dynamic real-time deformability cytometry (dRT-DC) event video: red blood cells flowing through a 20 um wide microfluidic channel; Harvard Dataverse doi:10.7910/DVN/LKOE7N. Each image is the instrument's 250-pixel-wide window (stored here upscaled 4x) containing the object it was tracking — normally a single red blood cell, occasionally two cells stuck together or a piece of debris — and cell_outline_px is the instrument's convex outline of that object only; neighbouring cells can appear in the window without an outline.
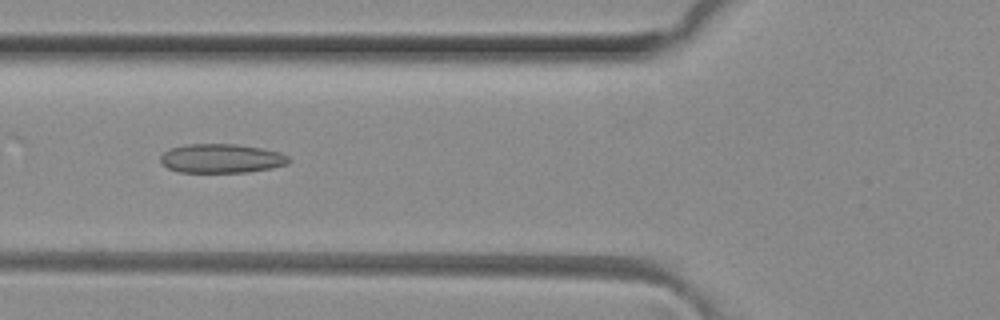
{"species": "common noctule bat (a hibernating species)", "species_latin": "Nyctalus noctula", "temperature_condition": "room temperature", "stored_images_in_passage": 36, "camera_frame_rate_fps": 3000, "um_per_image_px": 0.085, "animal": {"sex": "female", "body_mass_g": 29.2, "forearm_length_mm": 56.3}, "frame": {"image": 1, "passage_image": 5, "time_ms": 1.333, "image_size_px": [1000, 320], "cell_outline_px": [[288, 164], [272, 168], [248, 172], [180, 172], [168, 168], [160, 164], [160, 156], [164, 152], [172, 148], [188, 144], [236, 144], [260, 148], [280, 152], [288, 156]], "centroid_in_image_um": [18.8, 13.47], "position_along_channel_um": 107.0, "area_um2": 21.68}}
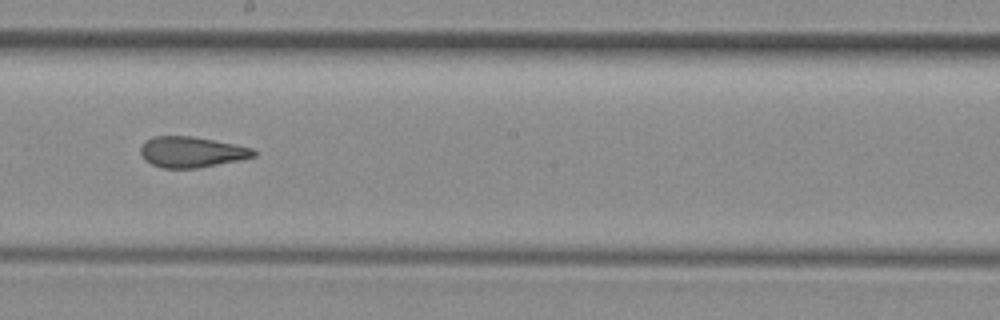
{"frame": {"image": 2, "passage_image": 14, "time_ms": 4.333, "image_size_px": [1000, 320], "cell_outline_px": [[256, 156], [240, 160], [200, 168], [160, 168], [144, 160], [140, 152], [140, 148], [152, 136], [192, 136], [252, 148], [256, 152]], "centroid_in_image_um": [16.27, 12.93], "position_along_channel_um": 231.9, "area_um2": 20.17}}
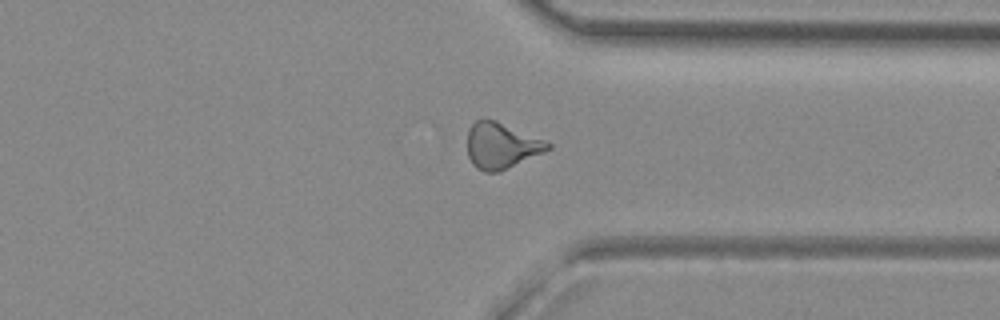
{"frame": {"image": 3, "passage_image": 24, "time_ms": 7.667, "image_size_px": [1000, 320], "cell_outline_px": [[552, 148], [544, 152], [500, 172], [484, 172], [476, 168], [472, 164], [468, 156], [468, 128], [476, 120], [484, 116], [496, 120], [544, 140], [552, 144]], "centroid_in_image_um": [42.59, 12.37], "position_along_channel_um": 368.8, "area_um2": 21.79}, "authors_computed_cell_mechanics": {"area_um2": 20.7791, "velocity_mm_per_s": 4.1658, "shape_relaxation_time_tau1_ms": null, "shape_relaxation_time_tau2_ms": 1.7348, "deformation_change_tau1": null, "deformation_change_tau2": 0.0977}}